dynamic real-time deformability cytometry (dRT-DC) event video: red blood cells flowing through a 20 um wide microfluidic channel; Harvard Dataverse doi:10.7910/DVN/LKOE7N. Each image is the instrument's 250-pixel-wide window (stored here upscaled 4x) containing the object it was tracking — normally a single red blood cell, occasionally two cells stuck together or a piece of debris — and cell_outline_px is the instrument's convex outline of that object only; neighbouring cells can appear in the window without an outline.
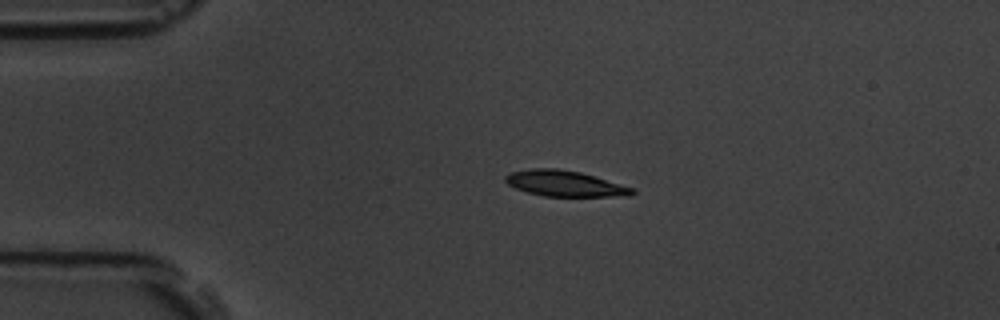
{"species": "common noctule bat (a hibernating species)", "species_latin": "Nyctalus noctula", "temperature_condition": "room temperature", "stored_images_in_passage": 2, "camera_frame_rate_fps": 3000, "um_per_image_px": 0.085, "animal": {"sex": "male", "body_mass_g": 19.5, "forearm_length_mm": 54.6}, "frame": {"image": 1, "passage_image": 1, "time_ms": 0.0, "image_size_px": [1000, 320], "cell_outline_px": [[636, 192], [632, 196], [544, 196], [528, 192], [516, 188], [508, 184], [504, 180], [504, 176], [508, 172], [532, 168], [556, 168], [580, 172], [636, 188]], "centroid_in_image_um": [48.03, 15.59], "position_along_channel_um": 37.0, "area_um2": 19.19}}